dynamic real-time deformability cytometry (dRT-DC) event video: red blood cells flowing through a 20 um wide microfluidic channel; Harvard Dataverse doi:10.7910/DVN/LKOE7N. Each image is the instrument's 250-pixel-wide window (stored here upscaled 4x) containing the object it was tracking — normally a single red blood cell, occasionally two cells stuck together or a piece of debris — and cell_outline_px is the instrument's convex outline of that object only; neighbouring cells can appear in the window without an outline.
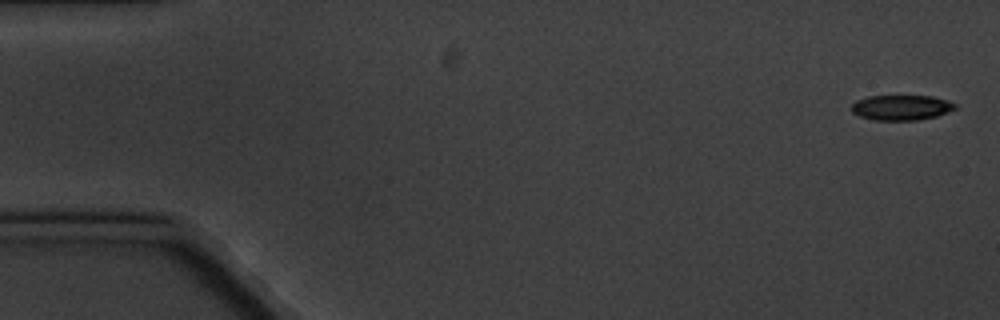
{"species": "common noctule bat (a hibernating species)", "species_latin": "Nyctalus noctula", "temperature_condition": "cold", "stored_images_in_passage": 8, "camera_frame_rate_fps": 3000, "um_per_image_px": 0.085, "animal": {"sex": "male", "body_mass_g": 20.1, "forearm_length_mm": 53.5}, "frame": {"image": 1, "passage_image": 1, "time_ms": 0.0, "image_size_px": [1000, 320], "cell_outline_px": [[956, 108], [936, 116], [916, 120], [876, 120], [860, 116], [852, 112], [852, 104], [856, 100], [868, 96], [932, 96], [948, 100], [956, 104]], "centroid_in_image_um": [76.61, 9.13], "position_along_channel_um": 8.4, "area_um2": 15.09}}
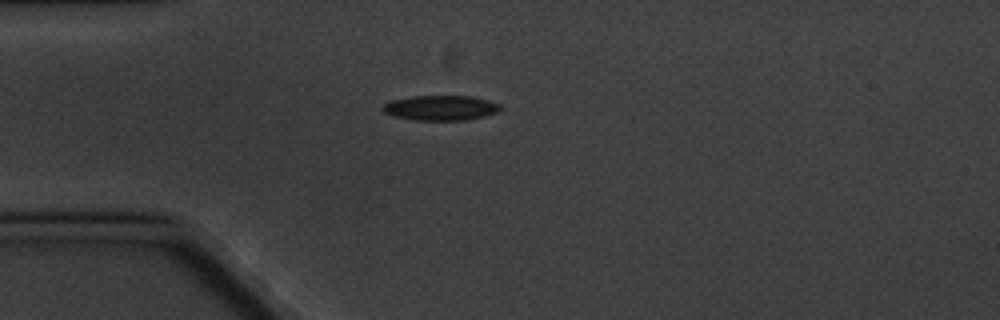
{"frame": {"image": 2, "passage_image": 5, "time_ms": 4.667, "image_size_px": [1000, 320], "cell_outline_px": [[500, 108], [496, 112], [484, 116], [468, 120], [416, 120], [392, 116], [384, 112], [380, 108], [388, 100], [412, 96], [472, 96], [488, 100], [500, 104]], "centroid_in_image_um": [37.4, 9.16], "position_along_channel_um": 47.6, "area_um2": 17.22}}